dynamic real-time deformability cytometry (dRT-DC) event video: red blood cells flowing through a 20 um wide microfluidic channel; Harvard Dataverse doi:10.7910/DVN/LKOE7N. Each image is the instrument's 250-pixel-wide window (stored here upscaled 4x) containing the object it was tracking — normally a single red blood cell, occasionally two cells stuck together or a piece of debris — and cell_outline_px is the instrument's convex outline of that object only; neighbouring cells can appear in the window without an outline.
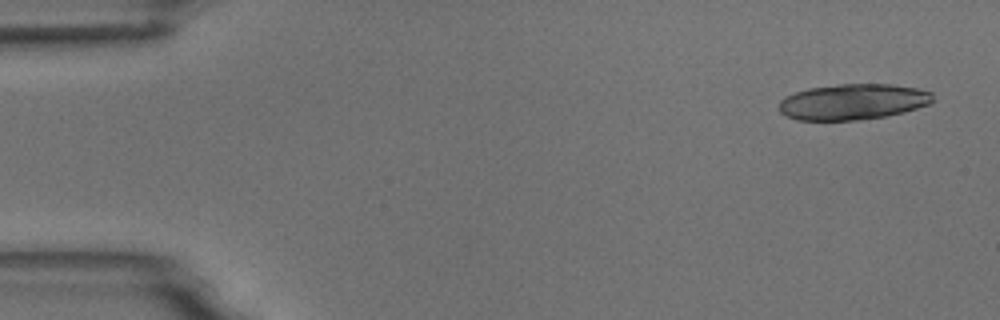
{"species": "common noctule bat (a hibernating species)", "species_latin": "Nyctalus noctula", "temperature_condition": "room temperature", "stored_images_in_passage": 10, "camera_frame_rate_fps": 3000, "um_per_image_px": 0.085, "animal": {"sex": "male", "body_mass_g": 18.8}, "frame": {"image": 1, "passage_image": 1, "time_ms": 0.0, "image_size_px": [1000, 320], "cell_outline_px": [[932, 100], [928, 104], [904, 112], [884, 116], [860, 120], [796, 120], [784, 116], [780, 112], [780, 100], [784, 96], [808, 88], [840, 84], [892, 84], [916, 88], [932, 92]], "centroid_in_image_um": [72.46, 8.65], "position_along_channel_um": 12.5, "area_um2": 32.08}}
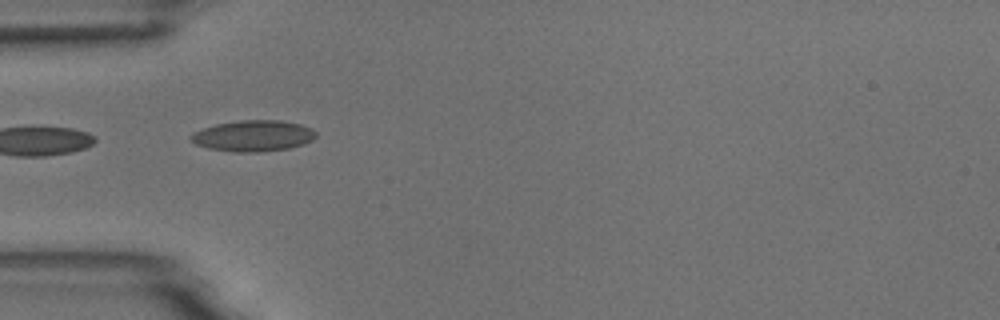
{"frame": {"image": 2, "passage_image": 5, "time_ms": 4.667, "image_size_px": [1000, 320], "cell_outline_px": [[316, 136], [312, 140], [304, 144], [288, 148], [256, 152], [232, 152], [208, 148], [196, 144], [188, 136], [192, 132], [216, 124], [240, 120], [280, 120], [300, 124], [312, 128], [316, 132]], "centroid_in_image_um": [21.52, 11.54], "position_along_channel_um": 63.5, "area_um2": 22.66}}
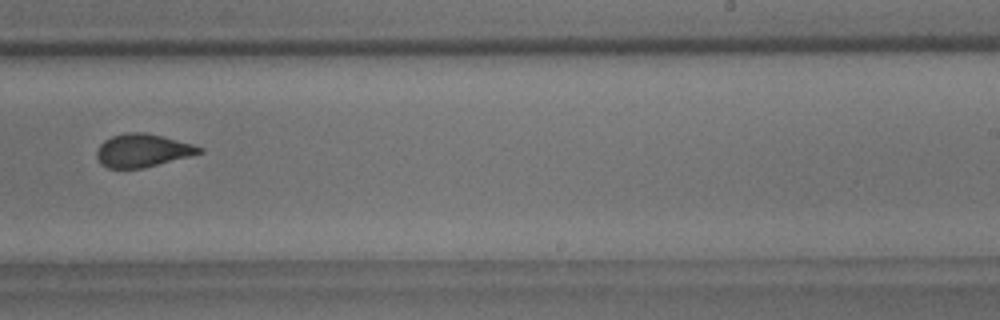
{"frame": {"image": 3, "passage_image": 10, "time_ms": 10.333, "image_size_px": [1000, 320], "cell_outline_px": [[204, 152], [140, 168], [108, 168], [100, 164], [96, 156], [96, 152], [100, 144], [104, 140], [112, 136], [128, 132], [144, 132], [164, 136], [192, 144], [204, 148]], "centroid_in_image_um": [12.09, 12.77], "position_along_channel_um": 276.9, "area_um2": 19.59}}